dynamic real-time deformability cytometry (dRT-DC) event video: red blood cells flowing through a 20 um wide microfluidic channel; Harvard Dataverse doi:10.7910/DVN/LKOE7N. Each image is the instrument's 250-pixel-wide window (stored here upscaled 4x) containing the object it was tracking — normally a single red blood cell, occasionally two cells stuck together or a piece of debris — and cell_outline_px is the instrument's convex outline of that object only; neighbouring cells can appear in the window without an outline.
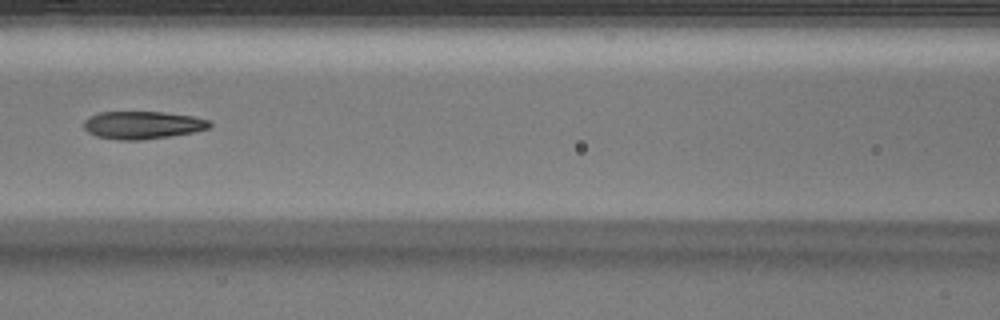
{"species": "Egyptian fruit bat (a non-hibernating species)", "species_latin": "Rousettus aegyptiacus", "temperature_condition": "warm", "stored_images_in_passage": 37, "camera_frame_rate_fps": 3000, "um_per_image_px": 0.085, "animal": {"sex": "male"}, "frame": {"image": 1, "passage_image": 11, "time_ms": 3.333, "image_size_px": [1000, 320], "cell_outline_px": [[212, 124], [208, 128], [192, 132], [168, 136], [140, 140], [120, 140], [96, 136], [88, 132], [84, 128], [84, 120], [88, 116], [100, 112], [164, 112], [192, 116], [208, 120]], "centroid_in_image_um": [12.07, 10.62], "position_along_channel_um": 154.5, "area_um2": 20.17}, "authors_computed_cell_mechanics": {"area_um2": 21.097, "velocity_mm_per_s": 4.0475, "shape_relaxation_time_tau1_ms": null, "shape_relaxation_time_tau2_ms": 2.2171, "deformation_change_tau1": null, "deformation_change_tau2": 0.1061}}